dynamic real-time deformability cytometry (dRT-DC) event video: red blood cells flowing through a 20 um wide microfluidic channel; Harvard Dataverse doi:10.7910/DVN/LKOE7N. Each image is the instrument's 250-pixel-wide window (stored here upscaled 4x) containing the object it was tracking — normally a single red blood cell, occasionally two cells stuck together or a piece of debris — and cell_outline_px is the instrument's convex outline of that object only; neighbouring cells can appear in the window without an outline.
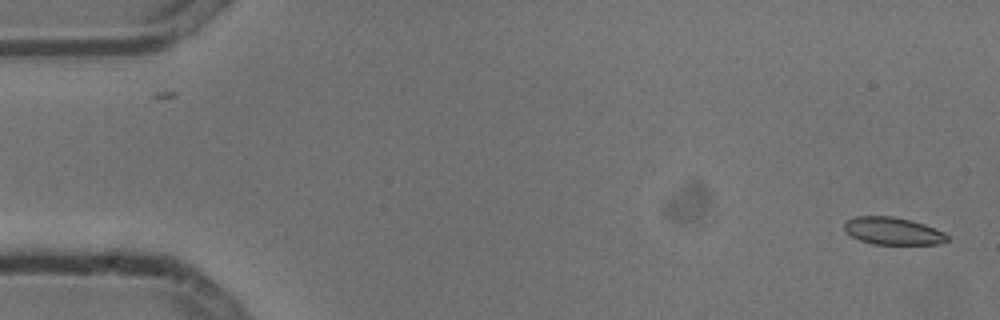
{"species": "common noctule bat (a hibernating species)", "species_latin": "Nyctalus noctula", "temperature_condition": "cold", "stored_images_in_passage": 5, "camera_frame_rate_fps": 3000, "um_per_image_px": 0.085, "animal": {"sex": "male", "body_mass_g": 13.3}, "frame": {"image": 1, "passage_image": 1, "time_ms": 0.0, "image_size_px": [1000, 320], "cell_outline_px": [[948, 240], [940, 244], [872, 244], [860, 240], [852, 236], [844, 228], [844, 224], [848, 220], [856, 216], [892, 216], [912, 220], [924, 224], [944, 232], [948, 236]], "centroid_in_image_um": [75.92, 19.63], "position_along_channel_um": 9.1, "area_um2": 16.36}}